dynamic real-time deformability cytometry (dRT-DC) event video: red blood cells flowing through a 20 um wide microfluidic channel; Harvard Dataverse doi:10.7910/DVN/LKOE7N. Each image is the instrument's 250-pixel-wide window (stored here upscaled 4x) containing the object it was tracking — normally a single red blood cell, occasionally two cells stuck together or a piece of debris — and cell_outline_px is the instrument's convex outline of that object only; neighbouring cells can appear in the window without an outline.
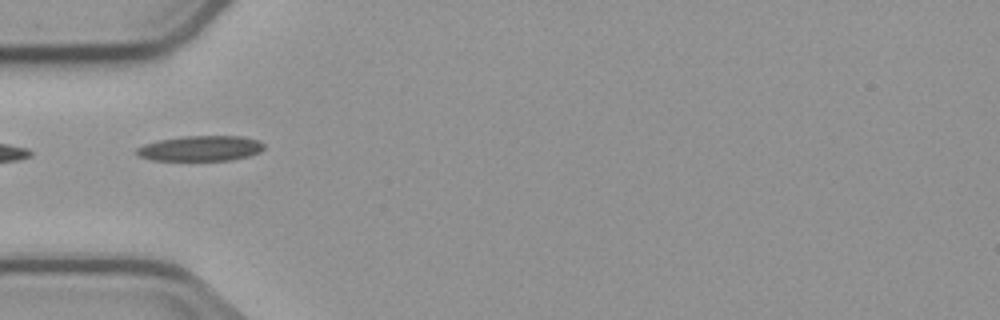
{"species": "common noctule bat (a hibernating species)", "species_latin": "Nyctalus noctula", "temperature_condition": "cold", "stored_images_in_passage": 7, "camera_frame_rate_fps": 3000, "um_per_image_px": 0.085, "animal": {"sex": "male", "body_mass_g": 23.1, "forearm_length_mm": 52.7}, "frame": {"image": 1, "passage_image": 5, "time_ms": 4.667, "image_size_px": [1000, 320], "cell_outline_px": [[264, 148], [260, 152], [248, 156], [232, 160], [152, 160], [136, 156], [136, 148], [144, 144], [160, 140], [184, 136], [244, 136], [260, 140], [264, 144]], "centroid_in_image_um": [17.06, 12.61], "position_along_channel_um": 67.9, "area_um2": 18.9}}
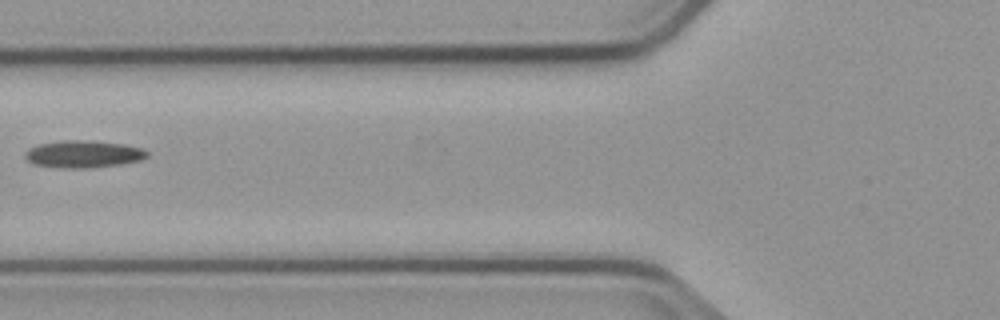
{"frame": {"image": 2, "passage_image": 6, "time_ms": 6.0, "image_size_px": [1000, 320], "cell_outline_px": [[148, 156], [140, 160], [120, 164], [88, 168], [64, 168], [32, 164], [24, 156], [24, 152], [28, 148], [40, 144], [60, 140], [80, 140], [124, 144], [144, 148], [148, 152]], "centroid_in_image_um": [7.07, 13.1], "position_along_channel_um": 118.7, "area_um2": 19.36}}
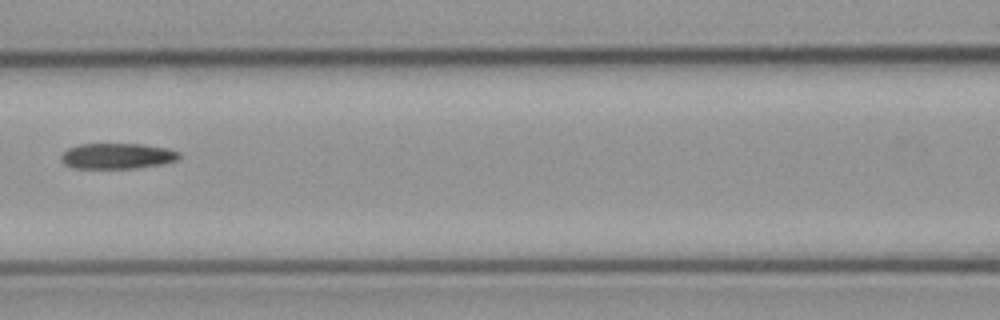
{"frame": {"image": 3, "passage_image": 7, "time_ms": 7.0, "image_size_px": [1000, 320], "cell_outline_px": [[180, 156], [176, 160], [160, 164], [136, 168], [76, 168], [64, 164], [60, 156], [68, 148], [80, 144], [144, 144], [168, 148], [180, 152]], "centroid_in_image_um": [9.97, 13.25], "position_along_channel_um": 156.6, "area_um2": 17.57}}